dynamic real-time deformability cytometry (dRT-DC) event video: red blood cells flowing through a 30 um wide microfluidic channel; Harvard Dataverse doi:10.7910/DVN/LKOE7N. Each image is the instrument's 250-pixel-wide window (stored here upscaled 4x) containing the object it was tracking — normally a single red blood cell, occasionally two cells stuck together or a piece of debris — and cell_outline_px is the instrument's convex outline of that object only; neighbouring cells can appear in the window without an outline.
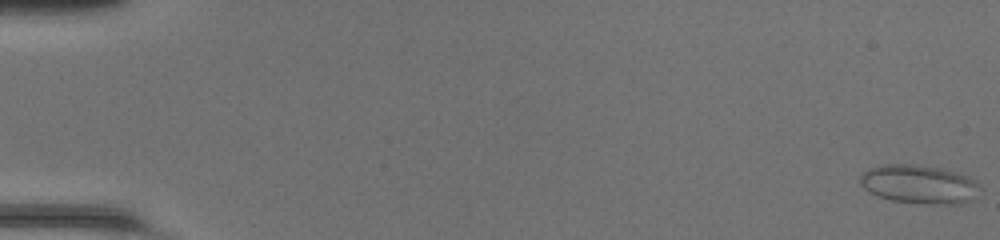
{"species": "common noctule bat (a hibernating species)", "species_latin": "Nyctalus noctula", "temperature_condition": "room temperature", "stored_images_in_passage": 49, "camera_frame_rate_fps": 3000, "um_per_image_px": 0.085, "animal": {"sex": "female", "body_mass_g": 20.0, "forearm_length_mm": 54.0}, "frame": {"image": 1, "passage_image": 1, "time_ms": 0.0, "image_size_px": [1000, 240], "cell_outline_px": [[980, 188], [972, 200], [960, 204], [932, 204], [892, 200], [868, 192], [860, 184], [860, 176], [868, 168], [884, 164], [916, 164], [940, 168], [960, 172], [976, 180], [980, 184]], "centroid_in_image_um": [78.15, 15.65], "position_along_channel_um": 6.8, "area_um2": 27.22}}
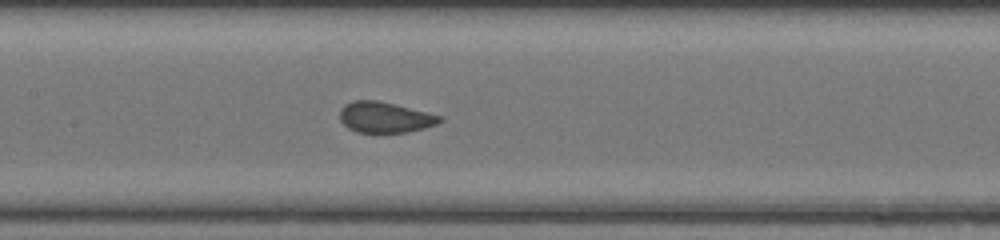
{"frame": {"image": 2, "passage_image": 25, "time_ms": 8.0, "image_size_px": [1000, 240], "cell_outline_px": [[444, 120], [436, 124], [424, 128], [408, 132], [356, 132], [348, 128], [340, 120], [340, 108], [344, 104], [352, 100], [376, 100], [444, 116]], "centroid_in_image_um": [32.71, 9.97], "position_along_channel_um": 174.7, "area_um2": 17.92}}
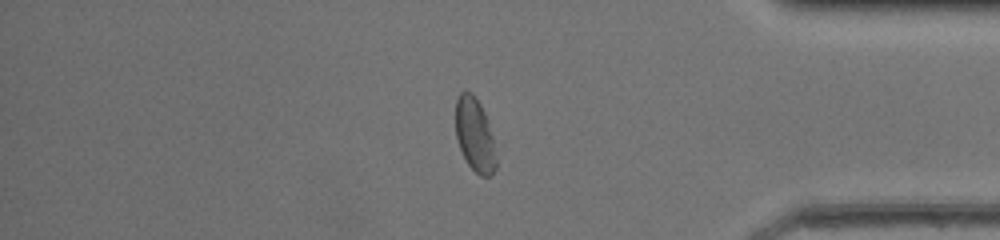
{"frame": {"image": 3, "passage_image": 42, "time_ms": 13.667, "image_size_px": [1000, 240], "cell_outline_px": [[496, 168], [492, 176], [480, 176], [468, 164], [460, 148], [456, 136], [456, 100], [460, 92], [464, 88], [472, 92], [480, 104], [488, 120], [492, 136], [496, 156]], "centroid_in_image_um": [40.36, 11.43], "position_along_channel_um": 394.8, "area_um2": 17.46}, "authors_computed_cell_mechanics": {"area_um2": 19.3052, "velocity_mm_per_s": 4.2919, "shape_relaxation_time_tau1_ms": 4.1462, "shape_relaxation_time_tau2_ms": null, "deformation_change_tau1": 0.0743, "deformation_change_tau2": null}}